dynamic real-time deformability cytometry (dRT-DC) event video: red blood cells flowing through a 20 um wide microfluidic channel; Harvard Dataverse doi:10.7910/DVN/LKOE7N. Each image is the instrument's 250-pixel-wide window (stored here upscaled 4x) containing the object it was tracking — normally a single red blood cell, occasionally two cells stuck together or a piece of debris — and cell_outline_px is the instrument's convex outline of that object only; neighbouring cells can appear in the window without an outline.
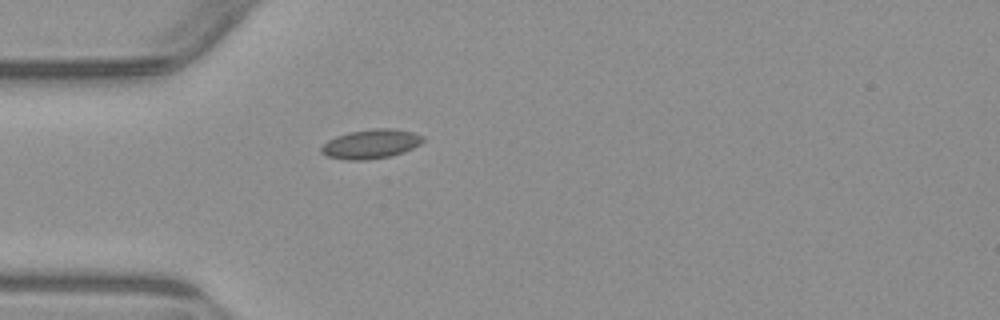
{"species": "common noctule bat (a hibernating species)", "species_latin": "Nyctalus noctula", "temperature_condition": "warm", "stored_images_in_passage": 1, "camera_frame_rate_fps": 3000, "um_per_image_px": 0.085, "animal": {"sex": "male", "body_mass_g": 23.1, "forearm_length_mm": 52.7}, "frame": {"image": 1, "passage_image": 1, "time_ms": 0.0, "image_size_px": [1000, 320], "cell_outline_px": [[424, 140], [420, 144], [404, 152], [388, 156], [364, 160], [348, 160], [328, 156], [320, 152], [320, 148], [328, 140], [336, 136], [348, 132], [372, 128], [396, 128], [412, 132], [424, 136]], "centroid_in_image_um": [31.53, 12.22], "position_along_channel_um": 53.5, "area_um2": 17.34}}